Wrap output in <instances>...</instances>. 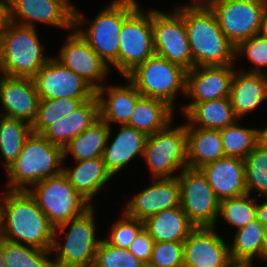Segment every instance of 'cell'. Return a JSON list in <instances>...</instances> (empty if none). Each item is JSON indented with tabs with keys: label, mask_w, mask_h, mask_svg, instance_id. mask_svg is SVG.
<instances>
[{
	"label": "cell",
	"mask_w": 267,
	"mask_h": 267,
	"mask_svg": "<svg viewBox=\"0 0 267 267\" xmlns=\"http://www.w3.org/2000/svg\"><path fill=\"white\" fill-rule=\"evenodd\" d=\"M174 112V109L166 102L142 96L137 101L134 112L126 125L145 133L147 136L152 135L174 121Z\"/></svg>",
	"instance_id": "30"
},
{
	"label": "cell",
	"mask_w": 267,
	"mask_h": 267,
	"mask_svg": "<svg viewBox=\"0 0 267 267\" xmlns=\"http://www.w3.org/2000/svg\"><path fill=\"white\" fill-rule=\"evenodd\" d=\"M71 31L59 48V54L53 57L97 91L104 85L105 79L113 69L109 68L74 27Z\"/></svg>",
	"instance_id": "14"
},
{
	"label": "cell",
	"mask_w": 267,
	"mask_h": 267,
	"mask_svg": "<svg viewBox=\"0 0 267 267\" xmlns=\"http://www.w3.org/2000/svg\"><path fill=\"white\" fill-rule=\"evenodd\" d=\"M171 124L147 136L143 160L151 179L177 178L187 167L186 122L177 126Z\"/></svg>",
	"instance_id": "8"
},
{
	"label": "cell",
	"mask_w": 267,
	"mask_h": 267,
	"mask_svg": "<svg viewBox=\"0 0 267 267\" xmlns=\"http://www.w3.org/2000/svg\"><path fill=\"white\" fill-rule=\"evenodd\" d=\"M236 64L223 66H198L187 71V104L181 105L184 116L196 103L228 97Z\"/></svg>",
	"instance_id": "16"
},
{
	"label": "cell",
	"mask_w": 267,
	"mask_h": 267,
	"mask_svg": "<svg viewBox=\"0 0 267 267\" xmlns=\"http://www.w3.org/2000/svg\"><path fill=\"white\" fill-rule=\"evenodd\" d=\"M110 126L99 118L81 134L74 137L63 149L64 160L69 153L73 160L82 161L102 157Z\"/></svg>",
	"instance_id": "31"
},
{
	"label": "cell",
	"mask_w": 267,
	"mask_h": 267,
	"mask_svg": "<svg viewBox=\"0 0 267 267\" xmlns=\"http://www.w3.org/2000/svg\"><path fill=\"white\" fill-rule=\"evenodd\" d=\"M140 4L136 0H112L90 20L80 12L78 7L74 12L73 27L110 69L113 67L118 71L121 27ZM84 27L86 28L83 29Z\"/></svg>",
	"instance_id": "3"
},
{
	"label": "cell",
	"mask_w": 267,
	"mask_h": 267,
	"mask_svg": "<svg viewBox=\"0 0 267 267\" xmlns=\"http://www.w3.org/2000/svg\"><path fill=\"white\" fill-rule=\"evenodd\" d=\"M153 238L143 228L134 241L128 247V250L144 264L148 265L152 257L154 246Z\"/></svg>",
	"instance_id": "43"
},
{
	"label": "cell",
	"mask_w": 267,
	"mask_h": 267,
	"mask_svg": "<svg viewBox=\"0 0 267 267\" xmlns=\"http://www.w3.org/2000/svg\"><path fill=\"white\" fill-rule=\"evenodd\" d=\"M28 192L54 228L79 217L92 206L75 190L63 172L41 180Z\"/></svg>",
	"instance_id": "9"
},
{
	"label": "cell",
	"mask_w": 267,
	"mask_h": 267,
	"mask_svg": "<svg viewBox=\"0 0 267 267\" xmlns=\"http://www.w3.org/2000/svg\"><path fill=\"white\" fill-rule=\"evenodd\" d=\"M118 128V132L114 136L112 135L113 128L110 127L107 143L102 155L106 168L113 177L121 173L123 169L128 168L127 165L135 157H143L147 139L145 133L131 126L119 125Z\"/></svg>",
	"instance_id": "21"
},
{
	"label": "cell",
	"mask_w": 267,
	"mask_h": 267,
	"mask_svg": "<svg viewBox=\"0 0 267 267\" xmlns=\"http://www.w3.org/2000/svg\"><path fill=\"white\" fill-rule=\"evenodd\" d=\"M125 85L108 84L96 91L99 101L100 118L110 127L111 124L126 125L129 122L137 101L142 97L134 84L126 77Z\"/></svg>",
	"instance_id": "22"
},
{
	"label": "cell",
	"mask_w": 267,
	"mask_h": 267,
	"mask_svg": "<svg viewBox=\"0 0 267 267\" xmlns=\"http://www.w3.org/2000/svg\"><path fill=\"white\" fill-rule=\"evenodd\" d=\"M219 201L247 194L245 163L236 157H223L200 168Z\"/></svg>",
	"instance_id": "23"
},
{
	"label": "cell",
	"mask_w": 267,
	"mask_h": 267,
	"mask_svg": "<svg viewBox=\"0 0 267 267\" xmlns=\"http://www.w3.org/2000/svg\"><path fill=\"white\" fill-rule=\"evenodd\" d=\"M100 118L97 96L85 101L70 115L57 120L42 135L52 144L64 147Z\"/></svg>",
	"instance_id": "26"
},
{
	"label": "cell",
	"mask_w": 267,
	"mask_h": 267,
	"mask_svg": "<svg viewBox=\"0 0 267 267\" xmlns=\"http://www.w3.org/2000/svg\"><path fill=\"white\" fill-rule=\"evenodd\" d=\"M225 37L236 47L262 29L267 1L263 0H208Z\"/></svg>",
	"instance_id": "11"
},
{
	"label": "cell",
	"mask_w": 267,
	"mask_h": 267,
	"mask_svg": "<svg viewBox=\"0 0 267 267\" xmlns=\"http://www.w3.org/2000/svg\"><path fill=\"white\" fill-rule=\"evenodd\" d=\"M244 163L247 194L256 192L258 197H267V149L256 145Z\"/></svg>",
	"instance_id": "38"
},
{
	"label": "cell",
	"mask_w": 267,
	"mask_h": 267,
	"mask_svg": "<svg viewBox=\"0 0 267 267\" xmlns=\"http://www.w3.org/2000/svg\"><path fill=\"white\" fill-rule=\"evenodd\" d=\"M37 27L5 20L0 29V67L2 75L33 78L52 58L45 54Z\"/></svg>",
	"instance_id": "4"
},
{
	"label": "cell",
	"mask_w": 267,
	"mask_h": 267,
	"mask_svg": "<svg viewBox=\"0 0 267 267\" xmlns=\"http://www.w3.org/2000/svg\"><path fill=\"white\" fill-rule=\"evenodd\" d=\"M3 252H4V238L0 236V267H5L3 260Z\"/></svg>",
	"instance_id": "50"
},
{
	"label": "cell",
	"mask_w": 267,
	"mask_h": 267,
	"mask_svg": "<svg viewBox=\"0 0 267 267\" xmlns=\"http://www.w3.org/2000/svg\"><path fill=\"white\" fill-rule=\"evenodd\" d=\"M93 267H147L128 249L115 247L104 238L100 240Z\"/></svg>",
	"instance_id": "40"
},
{
	"label": "cell",
	"mask_w": 267,
	"mask_h": 267,
	"mask_svg": "<svg viewBox=\"0 0 267 267\" xmlns=\"http://www.w3.org/2000/svg\"><path fill=\"white\" fill-rule=\"evenodd\" d=\"M235 229L246 226L256 219V197L244 194L219 202V213L217 217Z\"/></svg>",
	"instance_id": "37"
},
{
	"label": "cell",
	"mask_w": 267,
	"mask_h": 267,
	"mask_svg": "<svg viewBox=\"0 0 267 267\" xmlns=\"http://www.w3.org/2000/svg\"><path fill=\"white\" fill-rule=\"evenodd\" d=\"M229 98L239 120L252 114L267 100V74L246 72L235 67Z\"/></svg>",
	"instance_id": "24"
},
{
	"label": "cell",
	"mask_w": 267,
	"mask_h": 267,
	"mask_svg": "<svg viewBox=\"0 0 267 267\" xmlns=\"http://www.w3.org/2000/svg\"><path fill=\"white\" fill-rule=\"evenodd\" d=\"M144 228L142 220L128 217L124 212L119 219L112 224L104 239L111 245L119 248L128 249L130 244Z\"/></svg>",
	"instance_id": "41"
},
{
	"label": "cell",
	"mask_w": 267,
	"mask_h": 267,
	"mask_svg": "<svg viewBox=\"0 0 267 267\" xmlns=\"http://www.w3.org/2000/svg\"><path fill=\"white\" fill-rule=\"evenodd\" d=\"M6 20V0H0V29Z\"/></svg>",
	"instance_id": "47"
},
{
	"label": "cell",
	"mask_w": 267,
	"mask_h": 267,
	"mask_svg": "<svg viewBox=\"0 0 267 267\" xmlns=\"http://www.w3.org/2000/svg\"><path fill=\"white\" fill-rule=\"evenodd\" d=\"M147 267H183V242H154Z\"/></svg>",
	"instance_id": "42"
},
{
	"label": "cell",
	"mask_w": 267,
	"mask_h": 267,
	"mask_svg": "<svg viewBox=\"0 0 267 267\" xmlns=\"http://www.w3.org/2000/svg\"><path fill=\"white\" fill-rule=\"evenodd\" d=\"M72 167L63 165V173L67 176L69 182L75 190L91 205H94L93 197L104 191L108 182L114 179L112 174L106 168L102 157H96L89 160L74 161Z\"/></svg>",
	"instance_id": "25"
},
{
	"label": "cell",
	"mask_w": 267,
	"mask_h": 267,
	"mask_svg": "<svg viewBox=\"0 0 267 267\" xmlns=\"http://www.w3.org/2000/svg\"><path fill=\"white\" fill-rule=\"evenodd\" d=\"M143 223L155 242H184L196 229L181 206L162 210Z\"/></svg>",
	"instance_id": "27"
},
{
	"label": "cell",
	"mask_w": 267,
	"mask_h": 267,
	"mask_svg": "<svg viewBox=\"0 0 267 267\" xmlns=\"http://www.w3.org/2000/svg\"><path fill=\"white\" fill-rule=\"evenodd\" d=\"M90 98L40 99L36 117L31 124L32 133L42 134L64 116L70 115Z\"/></svg>",
	"instance_id": "34"
},
{
	"label": "cell",
	"mask_w": 267,
	"mask_h": 267,
	"mask_svg": "<svg viewBox=\"0 0 267 267\" xmlns=\"http://www.w3.org/2000/svg\"><path fill=\"white\" fill-rule=\"evenodd\" d=\"M264 37H267V9L264 13L263 22H262V29L260 32Z\"/></svg>",
	"instance_id": "49"
},
{
	"label": "cell",
	"mask_w": 267,
	"mask_h": 267,
	"mask_svg": "<svg viewBox=\"0 0 267 267\" xmlns=\"http://www.w3.org/2000/svg\"><path fill=\"white\" fill-rule=\"evenodd\" d=\"M263 243H264V262H267V225L264 226Z\"/></svg>",
	"instance_id": "48"
},
{
	"label": "cell",
	"mask_w": 267,
	"mask_h": 267,
	"mask_svg": "<svg viewBox=\"0 0 267 267\" xmlns=\"http://www.w3.org/2000/svg\"><path fill=\"white\" fill-rule=\"evenodd\" d=\"M52 255L51 250H40L4 239L5 267H56Z\"/></svg>",
	"instance_id": "35"
},
{
	"label": "cell",
	"mask_w": 267,
	"mask_h": 267,
	"mask_svg": "<svg viewBox=\"0 0 267 267\" xmlns=\"http://www.w3.org/2000/svg\"><path fill=\"white\" fill-rule=\"evenodd\" d=\"M40 99L92 98L96 90L53 56L33 77Z\"/></svg>",
	"instance_id": "17"
},
{
	"label": "cell",
	"mask_w": 267,
	"mask_h": 267,
	"mask_svg": "<svg viewBox=\"0 0 267 267\" xmlns=\"http://www.w3.org/2000/svg\"><path fill=\"white\" fill-rule=\"evenodd\" d=\"M264 225L257 219L251 221L246 226L235 230L233 238L229 243L230 256L233 259L264 261L263 243Z\"/></svg>",
	"instance_id": "33"
},
{
	"label": "cell",
	"mask_w": 267,
	"mask_h": 267,
	"mask_svg": "<svg viewBox=\"0 0 267 267\" xmlns=\"http://www.w3.org/2000/svg\"><path fill=\"white\" fill-rule=\"evenodd\" d=\"M191 3H206L208 0H190Z\"/></svg>",
	"instance_id": "52"
},
{
	"label": "cell",
	"mask_w": 267,
	"mask_h": 267,
	"mask_svg": "<svg viewBox=\"0 0 267 267\" xmlns=\"http://www.w3.org/2000/svg\"><path fill=\"white\" fill-rule=\"evenodd\" d=\"M155 55L152 8L141 5L123 22L119 36L118 72L126 76L137 65Z\"/></svg>",
	"instance_id": "12"
},
{
	"label": "cell",
	"mask_w": 267,
	"mask_h": 267,
	"mask_svg": "<svg viewBox=\"0 0 267 267\" xmlns=\"http://www.w3.org/2000/svg\"><path fill=\"white\" fill-rule=\"evenodd\" d=\"M0 202V236L7 241L52 250L54 227L24 190L4 189Z\"/></svg>",
	"instance_id": "1"
},
{
	"label": "cell",
	"mask_w": 267,
	"mask_h": 267,
	"mask_svg": "<svg viewBox=\"0 0 267 267\" xmlns=\"http://www.w3.org/2000/svg\"><path fill=\"white\" fill-rule=\"evenodd\" d=\"M180 206L196 227L217 229L219 200L200 169L185 167L177 176Z\"/></svg>",
	"instance_id": "13"
},
{
	"label": "cell",
	"mask_w": 267,
	"mask_h": 267,
	"mask_svg": "<svg viewBox=\"0 0 267 267\" xmlns=\"http://www.w3.org/2000/svg\"><path fill=\"white\" fill-rule=\"evenodd\" d=\"M63 148L49 142L42 134L31 133L20 155L6 169L7 190L28 191L34 184L63 172Z\"/></svg>",
	"instance_id": "5"
},
{
	"label": "cell",
	"mask_w": 267,
	"mask_h": 267,
	"mask_svg": "<svg viewBox=\"0 0 267 267\" xmlns=\"http://www.w3.org/2000/svg\"><path fill=\"white\" fill-rule=\"evenodd\" d=\"M152 29L155 54L185 70L193 69V58L184 22V3L172 11L152 8Z\"/></svg>",
	"instance_id": "10"
},
{
	"label": "cell",
	"mask_w": 267,
	"mask_h": 267,
	"mask_svg": "<svg viewBox=\"0 0 267 267\" xmlns=\"http://www.w3.org/2000/svg\"><path fill=\"white\" fill-rule=\"evenodd\" d=\"M184 22L193 58L198 66L236 64L235 46L223 34L215 13L206 3L184 4Z\"/></svg>",
	"instance_id": "2"
},
{
	"label": "cell",
	"mask_w": 267,
	"mask_h": 267,
	"mask_svg": "<svg viewBox=\"0 0 267 267\" xmlns=\"http://www.w3.org/2000/svg\"><path fill=\"white\" fill-rule=\"evenodd\" d=\"M254 260L233 259L231 258L225 267H254Z\"/></svg>",
	"instance_id": "46"
},
{
	"label": "cell",
	"mask_w": 267,
	"mask_h": 267,
	"mask_svg": "<svg viewBox=\"0 0 267 267\" xmlns=\"http://www.w3.org/2000/svg\"><path fill=\"white\" fill-rule=\"evenodd\" d=\"M257 145L267 149V125L264 128L256 127Z\"/></svg>",
	"instance_id": "45"
},
{
	"label": "cell",
	"mask_w": 267,
	"mask_h": 267,
	"mask_svg": "<svg viewBox=\"0 0 267 267\" xmlns=\"http://www.w3.org/2000/svg\"><path fill=\"white\" fill-rule=\"evenodd\" d=\"M94 207L92 205L79 217L54 228L51 251L56 267H93L101 240L100 236L95 235L97 223Z\"/></svg>",
	"instance_id": "6"
},
{
	"label": "cell",
	"mask_w": 267,
	"mask_h": 267,
	"mask_svg": "<svg viewBox=\"0 0 267 267\" xmlns=\"http://www.w3.org/2000/svg\"><path fill=\"white\" fill-rule=\"evenodd\" d=\"M183 117L186 128L212 130H221L239 120L234 114L229 96L196 103Z\"/></svg>",
	"instance_id": "28"
},
{
	"label": "cell",
	"mask_w": 267,
	"mask_h": 267,
	"mask_svg": "<svg viewBox=\"0 0 267 267\" xmlns=\"http://www.w3.org/2000/svg\"><path fill=\"white\" fill-rule=\"evenodd\" d=\"M6 20L36 28V23L71 31L74 12L62 0H6Z\"/></svg>",
	"instance_id": "15"
},
{
	"label": "cell",
	"mask_w": 267,
	"mask_h": 267,
	"mask_svg": "<svg viewBox=\"0 0 267 267\" xmlns=\"http://www.w3.org/2000/svg\"><path fill=\"white\" fill-rule=\"evenodd\" d=\"M213 227H196L183 242V267H225L229 244Z\"/></svg>",
	"instance_id": "18"
},
{
	"label": "cell",
	"mask_w": 267,
	"mask_h": 267,
	"mask_svg": "<svg viewBox=\"0 0 267 267\" xmlns=\"http://www.w3.org/2000/svg\"><path fill=\"white\" fill-rule=\"evenodd\" d=\"M173 207H180V183L177 178H162L152 179V184L133 194L123 206V212L128 217L144 221Z\"/></svg>",
	"instance_id": "19"
},
{
	"label": "cell",
	"mask_w": 267,
	"mask_h": 267,
	"mask_svg": "<svg viewBox=\"0 0 267 267\" xmlns=\"http://www.w3.org/2000/svg\"><path fill=\"white\" fill-rule=\"evenodd\" d=\"M186 76L183 67L156 54L126 75L143 97L160 99L173 109L176 95L185 97Z\"/></svg>",
	"instance_id": "7"
},
{
	"label": "cell",
	"mask_w": 267,
	"mask_h": 267,
	"mask_svg": "<svg viewBox=\"0 0 267 267\" xmlns=\"http://www.w3.org/2000/svg\"><path fill=\"white\" fill-rule=\"evenodd\" d=\"M39 100L33 78L0 77V115L32 124Z\"/></svg>",
	"instance_id": "20"
},
{
	"label": "cell",
	"mask_w": 267,
	"mask_h": 267,
	"mask_svg": "<svg viewBox=\"0 0 267 267\" xmlns=\"http://www.w3.org/2000/svg\"><path fill=\"white\" fill-rule=\"evenodd\" d=\"M264 200V201H263ZM263 200L260 201V204L256 199V219L262 224L267 225V197H263Z\"/></svg>",
	"instance_id": "44"
},
{
	"label": "cell",
	"mask_w": 267,
	"mask_h": 267,
	"mask_svg": "<svg viewBox=\"0 0 267 267\" xmlns=\"http://www.w3.org/2000/svg\"><path fill=\"white\" fill-rule=\"evenodd\" d=\"M73 12L76 11V6H74L71 0H62ZM71 1V2H70Z\"/></svg>",
	"instance_id": "51"
},
{
	"label": "cell",
	"mask_w": 267,
	"mask_h": 267,
	"mask_svg": "<svg viewBox=\"0 0 267 267\" xmlns=\"http://www.w3.org/2000/svg\"><path fill=\"white\" fill-rule=\"evenodd\" d=\"M243 57L252 67L242 71L267 74V37L259 33L241 41L235 47V61L243 60Z\"/></svg>",
	"instance_id": "39"
},
{
	"label": "cell",
	"mask_w": 267,
	"mask_h": 267,
	"mask_svg": "<svg viewBox=\"0 0 267 267\" xmlns=\"http://www.w3.org/2000/svg\"><path fill=\"white\" fill-rule=\"evenodd\" d=\"M187 129V167L200 169L225 157L220 131L205 128Z\"/></svg>",
	"instance_id": "29"
},
{
	"label": "cell",
	"mask_w": 267,
	"mask_h": 267,
	"mask_svg": "<svg viewBox=\"0 0 267 267\" xmlns=\"http://www.w3.org/2000/svg\"><path fill=\"white\" fill-rule=\"evenodd\" d=\"M31 133L30 123L0 115V156L3 158L5 170L20 155L25 140Z\"/></svg>",
	"instance_id": "32"
},
{
	"label": "cell",
	"mask_w": 267,
	"mask_h": 267,
	"mask_svg": "<svg viewBox=\"0 0 267 267\" xmlns=\"http://www.w3.org/2000/svg\"><path fill=\"white\" fill-rule=\"evenodd\" d=\"M240 121L243 122L237 120L219 131L225 156L244 160L257 145L256 127L239 125Z\"/></svg>",
	"instance_id": "36"
}]
</instances>
